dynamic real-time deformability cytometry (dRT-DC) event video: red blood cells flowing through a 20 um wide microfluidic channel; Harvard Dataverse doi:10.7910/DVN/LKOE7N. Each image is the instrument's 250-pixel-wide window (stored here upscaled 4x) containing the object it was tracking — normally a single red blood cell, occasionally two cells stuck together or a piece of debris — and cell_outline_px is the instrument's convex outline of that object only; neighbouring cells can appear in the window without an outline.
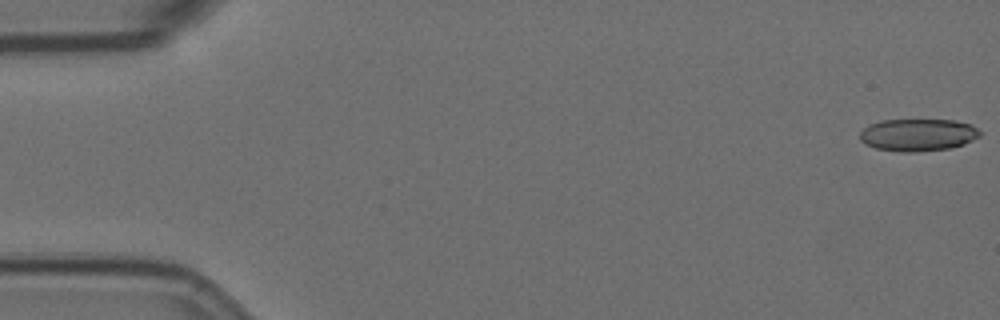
{"species": "Egyptian fruit bat (a non-hibernating species)", "species_latin": "Rousettus aegyptiacus", "temperature_condition": "room temperature", "stored_images_in_passage": 58, "camera_frame_rate_fps": 3000, "um_per_image_px": 0.085, "animal": {"sex": "female"}, "frame": {"image": 1, "passage_image": 1, "time_ms": 0.0, "image_size_px": [1000, 320], "cell_outline_px": [[980, 136], [964, 144], [948, 148], [912, 152], [900, 152], [876, 148], [864, 144], [860, 140], [860, 132], [868, 124], [880, 120], [952, 120], [972, 124], [980, 132]], "centroid_in_image_um": [77.99, 11.46], "position_along_channel_um": 7.0, "area_um2": 22.6}}
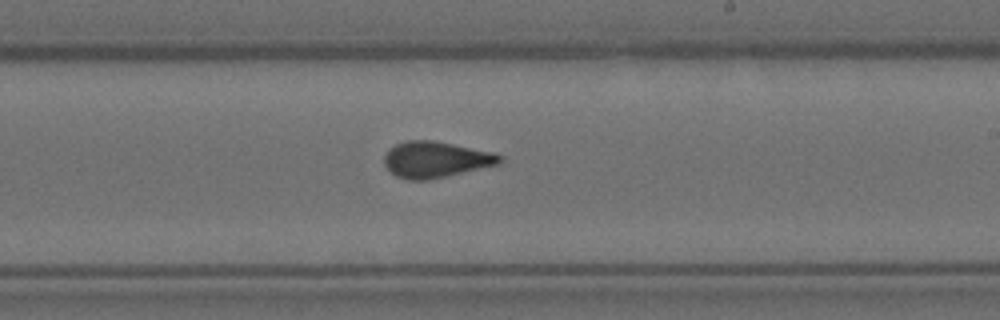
{"frame": {"image": 2, "passage_image": 34, "time_ms": 11.0, "image_size_px": [1000, 320], "cell_outline_px": [[504, 160], [500, 164], [428, 180], [408, 180], [396, 176], [384, 164], [384, 156], [388, 148], [396, 144], [408, 140], [432, 140], [492, 152], [504, 156]], "centroid_in_image_um": [37.04, 13.56], "position_along_channel_um": 252.0, "area_um2": 24.28}}
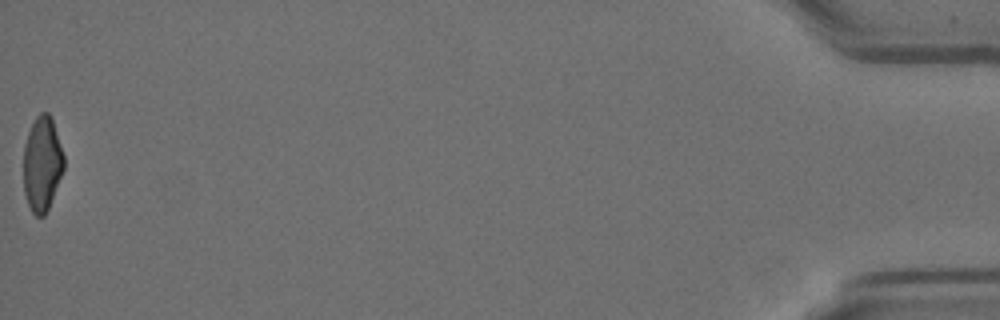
{"frame": {"image": 3, "passage_image": 58, "time_ms": 19.0, "image_size_px": [1000, 320], "cell_outline_px": [[64, 168], [48, 208], [44, 216], [36, 216], [32, 212], [28, 204], [24, 192], [24, 144], [28, 132], [36, 116], [40, 112], [48, 112], [52, 116], [64, 156]], "centroid_in_image_um": [3.58, 13.89], "position_along_channel_um": 431.6, "area_um2": 22.25}, "authors_computed_cell_mechanics": {"area_um2": 23.698, "velocity_mm_per_s": 3.5281, "shape_relaxation_time_tau1_ms": null, "shape_relaxation_time_tau2_ms": 1.3954, "deformation_change_tau1": null, "deformation_change_tau2": 0.0778}}